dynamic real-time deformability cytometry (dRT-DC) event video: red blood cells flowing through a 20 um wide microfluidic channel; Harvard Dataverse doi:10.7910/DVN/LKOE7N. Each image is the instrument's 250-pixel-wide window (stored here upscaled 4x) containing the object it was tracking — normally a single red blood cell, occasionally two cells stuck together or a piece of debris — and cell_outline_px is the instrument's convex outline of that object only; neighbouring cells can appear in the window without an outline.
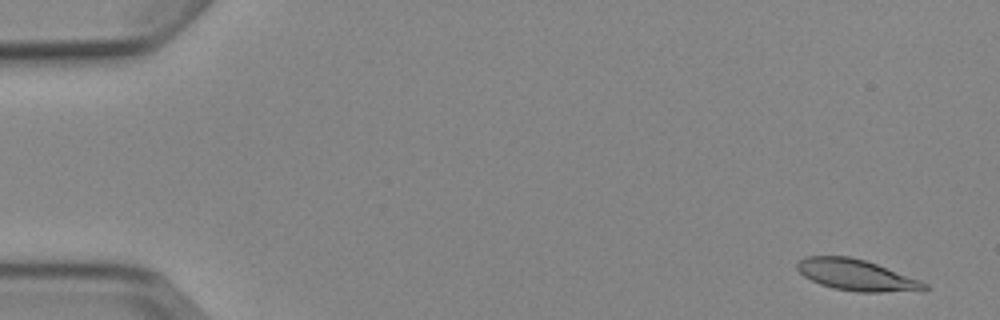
{"species": "Egyptian fruit bat (a non-hibernating species)", "species_latin": "Rousettus aegyptiacus", "temperature_condition": "cold", "stored_images_in_passage": 4, "camera_frame_rate_fps": 3000, "um_per_image_px": 0.085, "animal": {"sex": "female"}, "frame": {"image": 1, "passage_image": 1, "time_ms": 0.0, "image_size_px": [1000, 320], "cell_outline_px": [[928, 288], [924, 292], [860, 292], [832, 288], [820, 284], [804, 276], [796, 268], [796, 264], [804, 256], [848, 256], [864, 260], [876, 264], [920, 280], [928, 284]], "centroid_in_image_um": [72.84, 23.4], "position_along_channel_um": 12.2, "area_um2": 23.24}}
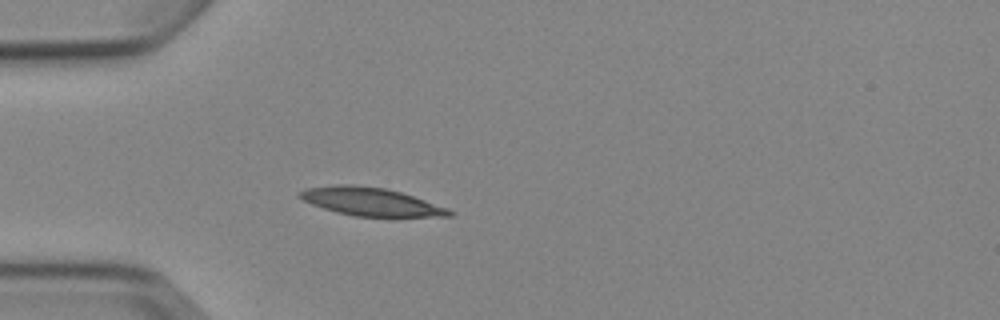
{"frame": {"image": 2, "passage_image": 4, "time_ms": 4.333, "image_size_px": [1000, 320], "cell_outline_px": [[456, 212], [452, 216], [392, 220], [352, 216], [336, 212], [312, 204], [296, 196], [296, 192], [304, 188], [336, 184], [352, 184], [384, 188], [400, 192], [448, 208]], "centroid_in_image_um": [31.59, 17.2], "position_along_channel_um": 53.4, "area_um2": 25.89}}